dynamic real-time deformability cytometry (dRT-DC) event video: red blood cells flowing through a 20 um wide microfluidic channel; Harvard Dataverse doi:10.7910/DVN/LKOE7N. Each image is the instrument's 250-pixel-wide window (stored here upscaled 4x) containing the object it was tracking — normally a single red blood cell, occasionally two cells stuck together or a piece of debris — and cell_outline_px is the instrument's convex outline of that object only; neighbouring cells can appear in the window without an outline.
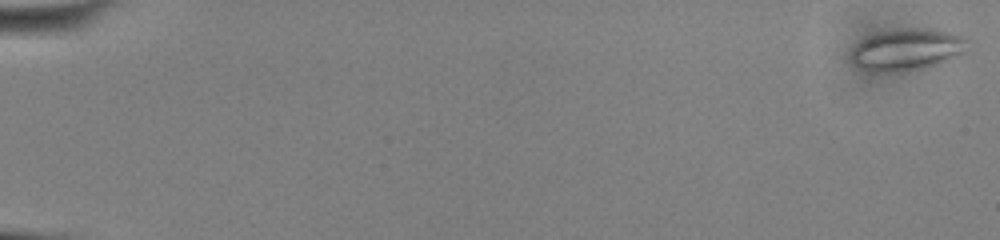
{"species": "common noctule bat (a hibernating species)", "species_latin": "Nyctalus noctula", "temperature_condition": "cold", "stored_images_in_passage": 54, "camera_frame_rate_fps": 3000, "um_per_image_px": 0.085, "animal": {"sex": "male", "body_mass_g": 13.0, "forearm_length_mm": 53.1}, "frame": {"image": 1, "passage_image": 1, "time_ms": 0.0, "image_size_px": [1000, 240], "cell_outline_px": [[968, 52], [960, 56], [920, 68], [888, 72], [868, 72], [860, 68], [852, 60], [848, 52], [860, 40], [868, 36], [880, 32], [900, 28], [932, 28], [960, 36], [964, 40]], "centroid_in_image_um": [77.02, 4.2], "position_along_channel_um": 8.0, "area_um2": 28.15}}
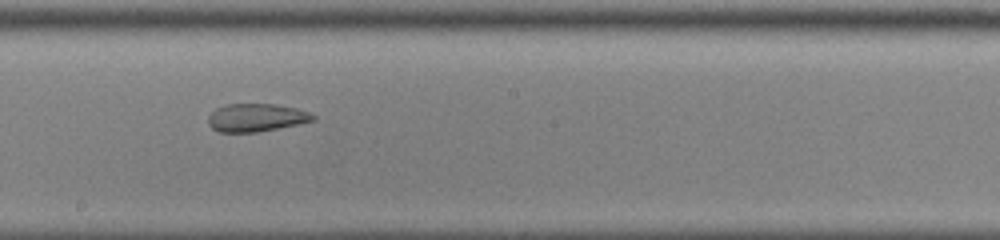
{"frame": {"image": 2, "passage_image": 32, "time_ms": 10.333, "image_size_px": [1000, 240], "cell_outline_px": [[316, 120], [256, 132], [220, 132], [212, 128], [208, 124], [208, 116], [216, 108], [228, 104], [276, 104], [296, 108], [308, 112], [316, 116]], "centroid_in_image_um": [21.76, 9.99], "position_along_channel_um": 226.4, "area_um2": 16.94}}
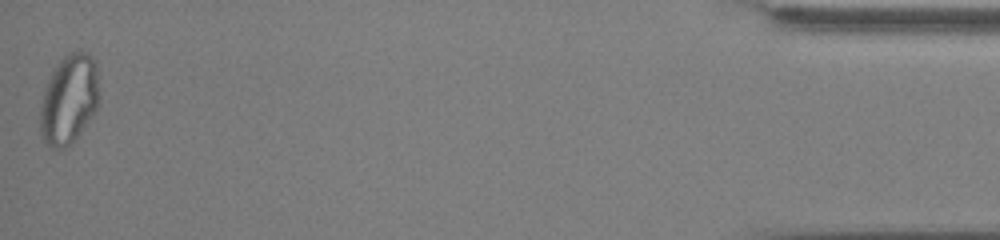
{"frame": {"image": 3, "passage_image": 54, "time_ms": 17.667, "image_size_px": [1000, 240], "cell_outline_px": [[100, 100], [96, 112], [80, 132], [64, 148], [52, 148], [40, 136], [40, 104], [48, 80], [52, 72], [60, 60], [68, 52], [80, 48], [88, 52], [92, 56], [96, 64], [100, 96]], "centroid_in_image_um": [5.89, 8.39], "position_along_channel_um": 429.3, "area_um2": 31.1}, "authors_computed_cell_mechanics": {"area_um2": 24.4494, "velocity_mm_per_s": 3.8993, "shape_relaxation_time_tau1_ms": null, "shape_relaxation_time_tau2_ms": 1.4443, "deformation_change_tau1": null, "deformation_change_tau2": 0.0831}}